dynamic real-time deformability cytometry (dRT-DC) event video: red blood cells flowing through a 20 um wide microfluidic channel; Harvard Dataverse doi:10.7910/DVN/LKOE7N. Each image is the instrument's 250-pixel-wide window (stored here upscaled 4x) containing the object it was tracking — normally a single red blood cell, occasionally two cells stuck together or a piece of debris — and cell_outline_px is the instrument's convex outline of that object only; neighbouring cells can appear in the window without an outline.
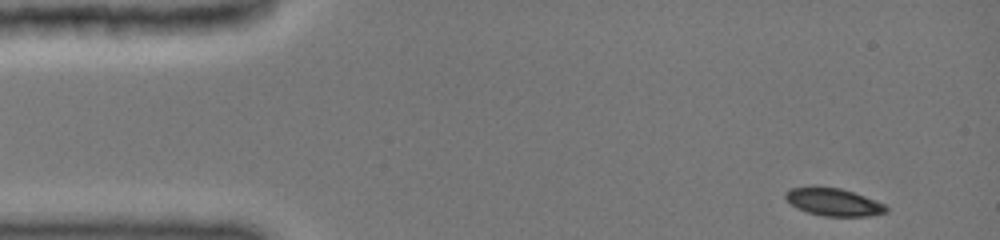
{"species": "common noctule bat (a hibernating species)", "species_latin": "Nyctalus noctula", "temperature_condition": "cold", "stored_images_in_passage": 56, "camera_frame_rate_fps": 3000, "um_per_image_px": 0.085, "animal": {"sex": "female", "body_mass_g": 19.0, "forearm_length_mm": 51.5}, "frame": {"image": 1, "passage_image": 1, "time_ms": 0.0, "image_size_px": [1000, 240], "cell_outline_px": [[888, 212], [868, 216], [824, 216], [808, 212], [796, 208], [784, 196], [784, 192], [788, 188], [812, 184], [816, 184], [840, 188], [864, 196], [884, 204], [888, 208]], "centroid_in_image_um": [70.78, 17.13], "position_along_channel_um": 14.2, "area_um2": 16.59}}
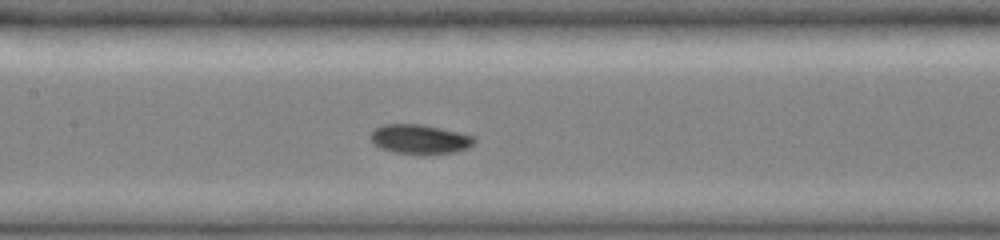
{"frame": {"image": 2, "passage_image": 33, "time_ms": 6.333, "image_size_px": [1000, 240], "cell_outline_px": [[476, 140], [468, 148], [456, 152], [424, 156], [392, 152], [380, 148], [368, 136], [376, 128], [384, 124], [420, 124], [460, 132], [476, 136]], "centroid_in_image_um": [35.71, 11.86], "position_along_channel_um": 171.7, "area_um2": 18.21}}
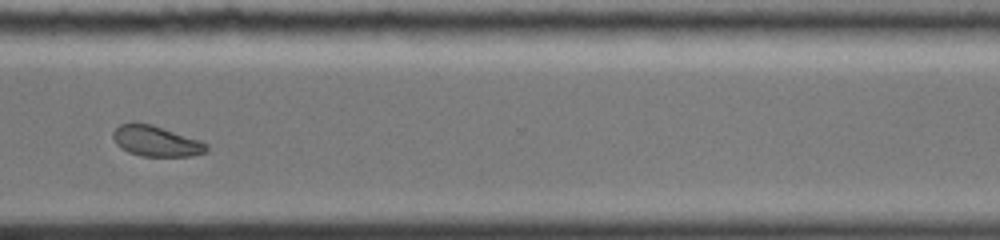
{"frame": {"image": 3, "passage_image": 55, "time_ms": 11.0, "image_size_px": [1000, 240], "cell_outline_px": [[208, 152], [192, 156], [140, 156], [128, 152], [120, 148], [116, 144], [112, 136], [112, 132], [120, 124], [132, 120], [152, 124], [200, 140], [208, 144]], "centroid_in_image_um": [13.24, 11.97], "position_along_channel_um": 357.4, "area_um2": 17.11}}